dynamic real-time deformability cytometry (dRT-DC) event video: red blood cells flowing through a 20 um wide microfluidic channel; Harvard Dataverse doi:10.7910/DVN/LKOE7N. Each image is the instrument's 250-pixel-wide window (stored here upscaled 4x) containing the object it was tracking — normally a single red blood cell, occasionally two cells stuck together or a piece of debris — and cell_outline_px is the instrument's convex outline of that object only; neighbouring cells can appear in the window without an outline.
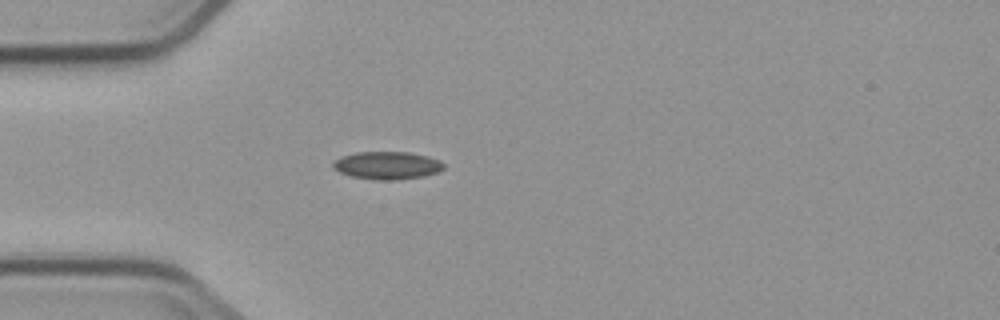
{"species": "common noctule bat (a hibernating species)", "species_latin": "Nyctalus noctula", "temperature_condition": "cold", "stored_images_in_passage": 1, "camera_frame_rate_fps": 3000, "um_per_image_px": 0.085, "animal": {"sex": "male", "body_mass_g": 23.1, "forearm_length_mm": 52.7}, "frame": {"image": 1, "passage_image": 1, "time_ms": 0.0, "image_size_px": [1000, 320], "cell_outline_px": [[444, 168], [440, 172], [424, 176], [396, 180], [376, 180], [352, 176], [340, 172], [332, 168], [332, 164], [340, 156], [356, 152], [408, 152], [428, 156], [440, 160], [444, 164]], "centroid_in_image_um": [32.93, 14.06], "position_along_channel_um": 52.1, "area_um2": 18.03}}